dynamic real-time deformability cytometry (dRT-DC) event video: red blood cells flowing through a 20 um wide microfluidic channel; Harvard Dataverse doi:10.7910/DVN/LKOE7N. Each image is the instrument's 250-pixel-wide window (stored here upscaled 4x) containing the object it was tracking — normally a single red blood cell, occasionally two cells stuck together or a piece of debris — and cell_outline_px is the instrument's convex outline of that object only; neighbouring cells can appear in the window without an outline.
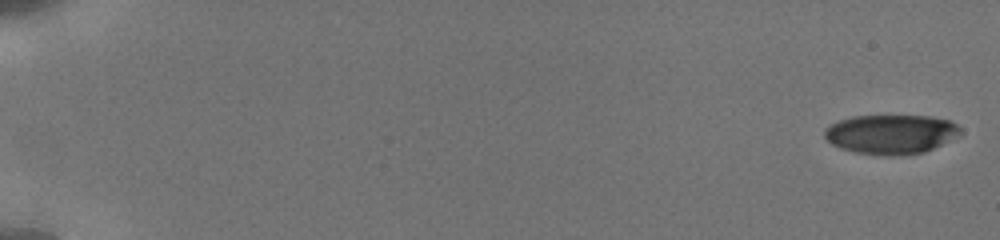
{"species": "human", "species_latin": "Homo sapiens", "temperature_condition": "cold", "stored_images_in_passage": 32, "camera_frame_rate_fps": 3000, "um_per_image_px": 0.085, "donor": {"sex": "male"}, "frame": {"image": 1, "passage_image": 1, "time_ms": 0.0, "image_size_px": [1000, 240], "cell_outline_px": [[960, 136], [924, 152], [904, 156], [888, 156], [856, 152], [840, 148], [832, 144], [824, 136], [824, 128], [828, 124], [852, 116], [932, 116], [952, 120], [960, 128]], "centroid_in_image_um": [75.74, 11.41], "position_along_channel_um": 9.3, "area_um2": 31.5}}
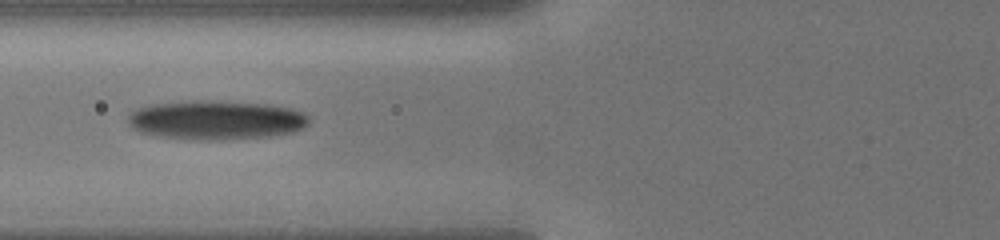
{"frame": {"image": 2, "passage_image": 25, "time_ms": 7.667, "image_size_px": [1000, 240], "cell_outline_px": [[308, 124], [304, 128], [292, 132], [272, 136], [220, 140], [196, 140], [160, 136], [140, 132], [132, 128], [128, 124], [128, 112], [136, 108], [152, 104], [196, 100], [208, 100], [264, 104], [292, 108], [308, 116]], "centroid_in_image_um": [18.33, 10.2], "position_along_channel_um": 107.5, "area_um2": 41.44}}
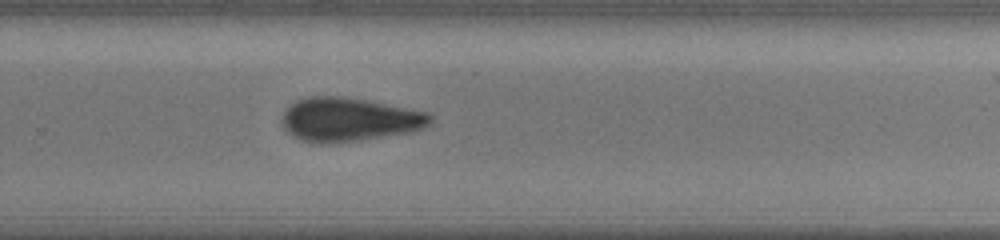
{"frame": {"image": 3, "passage_image": 32, "time_ms": 12.667, "image_size_px": [1000, 240], "cell_outline_px": [[432, 120], [424, 128], [412, 132], [356, 140], [304, 140], [292, 136], [284, 128], [280, 120], [284, 108], [296, 100], [308, 96], [344, 96], [368, 100], [428, 112], [432, 116]], "centroid_in_image_um": [29.67, 10.1], "position_along_channel_um": 300.1, "area_um2": 37.22}}